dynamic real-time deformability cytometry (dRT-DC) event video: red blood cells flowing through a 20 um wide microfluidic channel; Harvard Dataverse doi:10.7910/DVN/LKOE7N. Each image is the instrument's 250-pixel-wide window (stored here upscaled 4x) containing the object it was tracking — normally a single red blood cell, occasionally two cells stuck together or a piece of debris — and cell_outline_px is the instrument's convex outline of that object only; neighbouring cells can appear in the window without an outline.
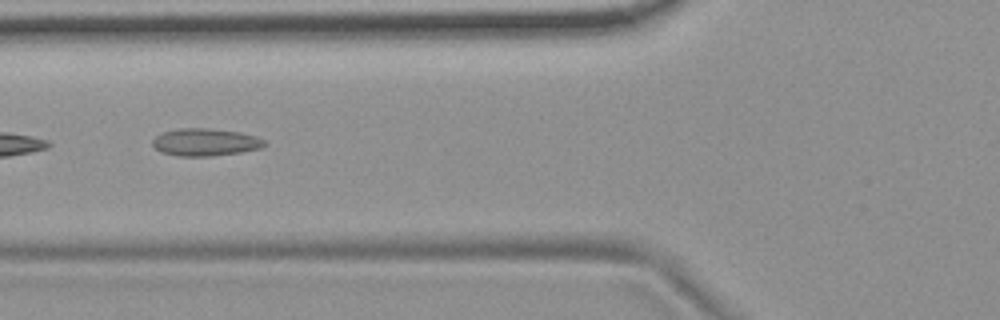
{"species": "common noctule bat (a hibernating species)", "species_latin": "Nyctalus noctula", "temperature_condition": "room temperature", "stored_images_in_passage": 5, "camera_frame_rate_fps": 3000, "um_per_image_px": 0.085, "animal": {"sex": "female", "body_mass_g": 19.9}, "frame": {"image": 1, "passage_image": 3, "time_ms": 2.333, "image_size_px": [1000, 320], "cell_outline_px": [[268, 144], [260, 148], [240, 152], [212, 156], [180, 156], [160, 152], [152, 144], [152, 140], [156, 136], [164, 132], [180, 128], [204, 128], [240, 132], [256, 136], [264, 140]], "centroid_in_image_um": [17.46, 12.09], "position_along_channel_um": 108.3, "area_um2": 17.8}}
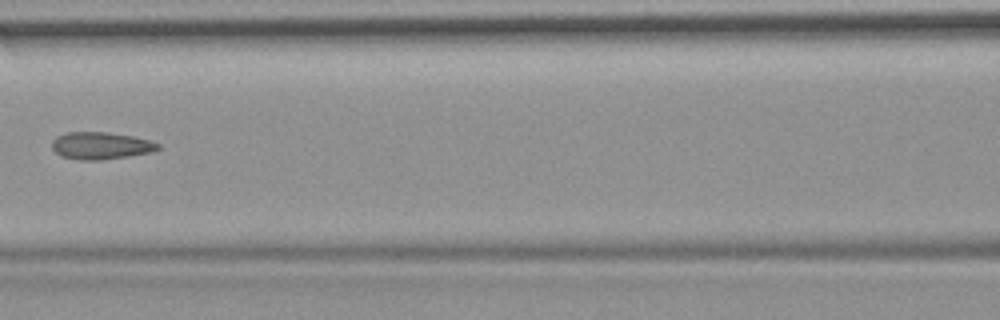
{"frame": {"image": 2, "passage_image": 4, "time_ms": 3.667, "image_size_px": [1000, 320], "cell_outline_px": [[160, 148], [152, 152], [128, 156], [100, 160], [80, 160], [60, 156], [52, 148], [52, 140], [56, 136], [68, 132], [108, 132], [132, 136], [148, 140], [160, 144]], "centroid_in_image_um": [8.55, 12.38], "position_along_channel_um": 158.1, "area_um2": 16.82}}